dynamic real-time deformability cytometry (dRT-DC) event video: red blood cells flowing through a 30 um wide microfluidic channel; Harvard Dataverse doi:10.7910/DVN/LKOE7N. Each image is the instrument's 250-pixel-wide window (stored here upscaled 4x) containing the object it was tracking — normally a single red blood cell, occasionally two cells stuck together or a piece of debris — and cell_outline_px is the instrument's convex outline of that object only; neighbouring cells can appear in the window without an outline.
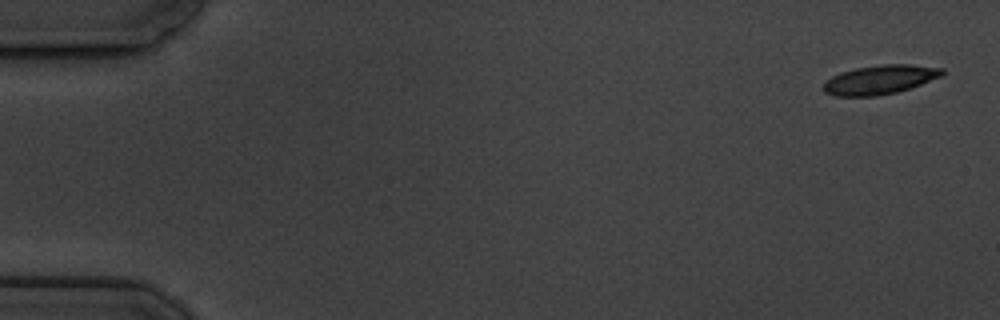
{"species": "common noctule bat (a hibernating species)", "species_latin": "Nyctalus noctula", "temperature_condition": "cold", "stored_images_in_passage": 7, "segment_of_instrument_passage": [2, 2], "camera_frame_rate_fps": 3000, "um_per_image_px": 0.085, "animal": {"sex": "male", "body_mass_g": 19.5, "forearm_length_mm": 54.6}, "frame": {"image": 1, "passage_image": 7, "time_ms": 7.667, "image_size_px": [1000, 320], "cell_outline_px": [[944, 72], [940, 76], [920, 84], [896, 92], [876, 96], [836, 96], [824, 92], [824, 84], [832, 76], [840, 72], [856, 68], [880, 64], [912, 64], [944, 68]], "centroid_in_image_um": [74.78, 6.76], "position_along_channel_um": 10.2, "area_um2": 19.94}}